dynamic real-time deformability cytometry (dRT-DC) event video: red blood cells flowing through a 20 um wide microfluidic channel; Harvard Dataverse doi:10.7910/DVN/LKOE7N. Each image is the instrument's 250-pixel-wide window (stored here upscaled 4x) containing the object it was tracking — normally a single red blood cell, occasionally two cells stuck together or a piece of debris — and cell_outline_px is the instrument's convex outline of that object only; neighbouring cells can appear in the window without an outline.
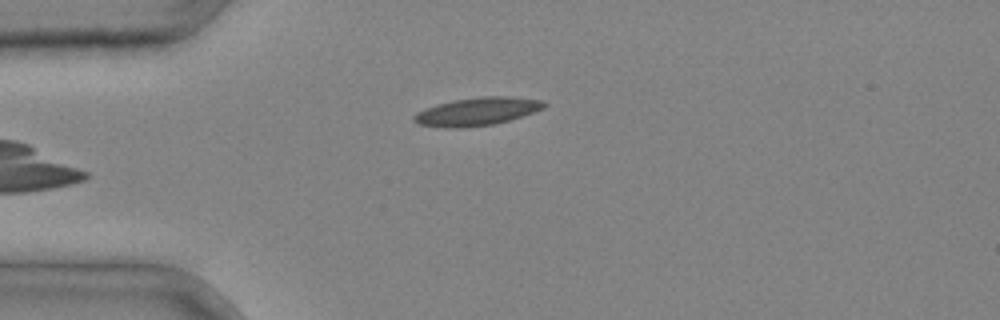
{"species": "common noctule bat (a hibernating species)", "species_latin": "Nyctalus noctula", "temperature_condition": "cold", "stored_images_in_passage": 5, "camera_frame_rate_fps": 3000, "um_per_image_px": 0.085, "animal": {"sex": "male", "body_mass_g": 20.4}, "frame": {"image": 1, "passage_image": 4, "time_ms": 1.0, "image_size_px": [1000, 320], "cell_outline_px": [[548, 104], [544, 108], [508, 120], [492, 124], [464, 128], [444, 128], [416, 124], [412, 120], [412, 116], [416, 112], [424, 108], [436, 104], [456, 100], [484, 96], [508, 96], [544, 100]], "centroid_in_image_um": [40.5, 9.48], "position_along_channel_um": 44.5, "area_um2": 21.33}}
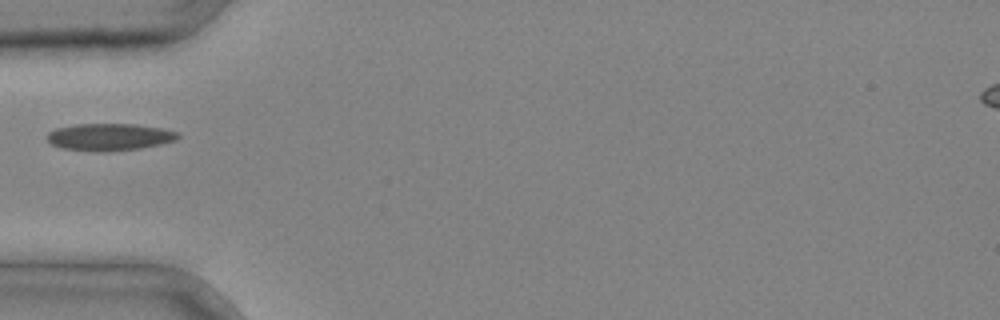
{"frame": {"image": 2, "passage_image": 5, "time_ms": 1.333, "image_size_px": [1000, 320], "cell_outline_px": [[180, 136], [176, 140], [160, 144], [140, 148], [108, 152], [92, 152], [60, 148], [52, 144], [48, 140], [48, 132], [56, 128], [76, 124], [136, 124], [160, 128], [176, 132]], "centroid_in_image_um": [9.27, 11.65], "position_along_channel_um": 75.7, "area_um2": 20.75}}